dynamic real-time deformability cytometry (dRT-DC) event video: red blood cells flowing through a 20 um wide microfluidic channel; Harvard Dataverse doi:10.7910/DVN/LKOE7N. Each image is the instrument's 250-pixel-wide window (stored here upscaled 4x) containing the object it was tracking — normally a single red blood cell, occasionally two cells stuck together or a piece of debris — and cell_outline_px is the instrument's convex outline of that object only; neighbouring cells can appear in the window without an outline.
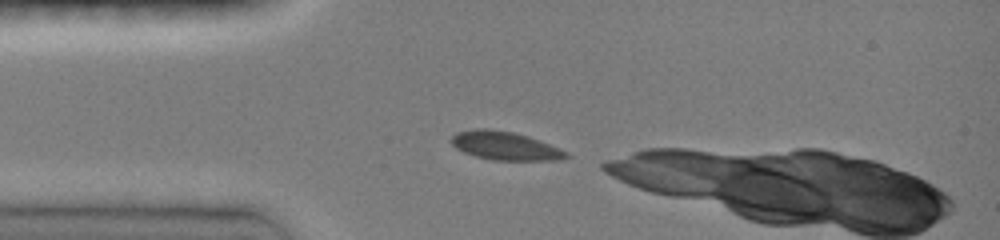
{"species": "common noctule bat (a hibernating species)", "species_latin": "Nyctalus noctula", "temperature_condition": "room temperature", "stored_images_in_passage": 4, "camera_frame_rate_fps": 3000, "um_per_image_px": 0.085, "animal": {"sex": "female", "body_mass_g": 19.0, "forearm_length_mm": 51.5}, "frame": {"image": 1, "passage_image": 1, "time_ms": 0.0, "image_size_px": [1000, 240], "cell_outline_px": [[572, 156], [560, 160], [492, 160], [476, 156], [464, 152], [456, 148], [448, 140], [456, 132], [476, 128], [488, 128], [512, 132], [528, 136], [568, 152]], "centroid_in_image_um": [42.9, 12.39], "position_along_channel_um": 42.1, "area_um2": 19.07}}